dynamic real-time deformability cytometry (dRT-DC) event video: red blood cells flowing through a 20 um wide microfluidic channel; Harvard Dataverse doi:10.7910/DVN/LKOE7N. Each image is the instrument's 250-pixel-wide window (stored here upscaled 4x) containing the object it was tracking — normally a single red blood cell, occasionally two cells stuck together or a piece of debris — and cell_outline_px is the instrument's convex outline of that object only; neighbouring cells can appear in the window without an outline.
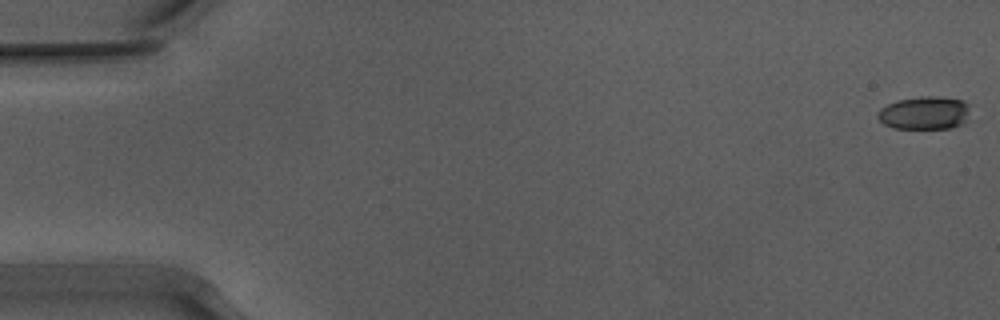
{"species": "Egyptian fruit bat (a non-hibernating species)", "species_latin": "Rousettus aegyptiacus", "temperature_condition": "warm", "stored_images_in_passage": 54, "camera_frame_rate_fps": 3000, "um_per_image_px": 0.085, "animal": {"sex": "male"}, "frame": {"image": 1, "passage_image": 1, "time_ms": 0.0, "image_size_px": [1000, 320], "cell_outline_px": [[968, 120], [964, 124], [948, 128], [892, 128], [884, 124], [876, 116], [880, 108], [896, 100], [920, 96], [932, 96], [964, 100], [968, 104]], "centroid_in_image_um": [78.58, 9.59], "position_along_channel_um": 6.4, "area_um2": 17.92}}
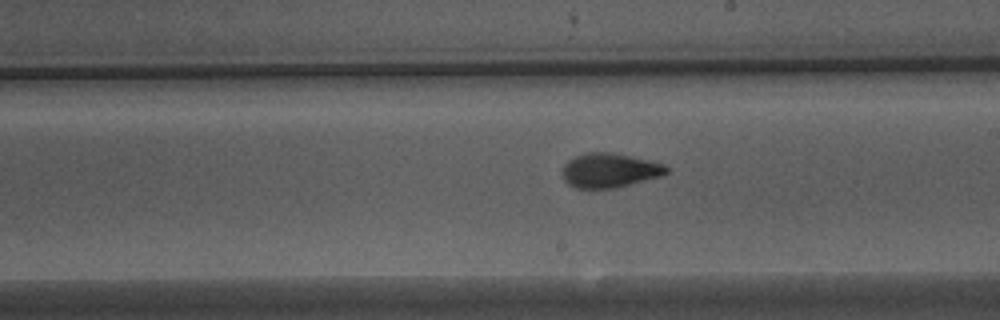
{"frame": {"image": 2, "passage_image": 31, "time_ms": 10.0, "image_size_px": [1000, 320], "cell_outline_px": [[668, 172], [660, 176], [616, 188], [576, 188], [568, 184], [564, 180], [564, 164], [568, 160], [576, 156], [588, 152], [612, 152], [632, 156], [664, 164], [668, 168]], "centroid_in_image_um": [51.82, 14.48], "position_along_channel_um": 237.2, "area_um2": 20.69}}
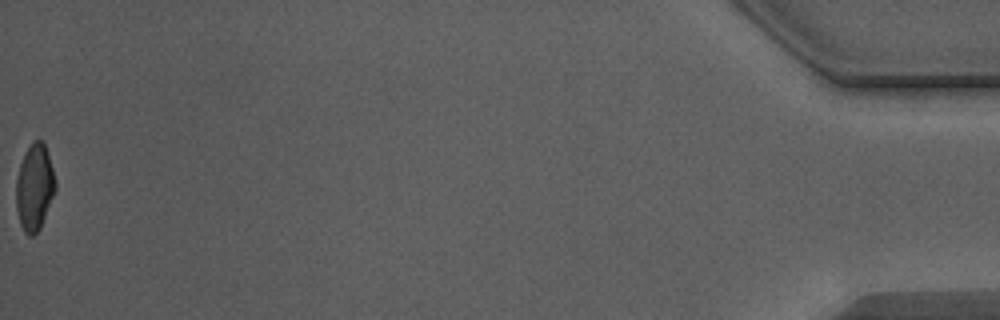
{"frame": {"image": 3, "passage_image": 54, "time_ms": 17.667, "image_size_px": [1000, 320], "cell_outline_px": [[56, 188], [40, 228], [32, 236], [28, 236], [24, 232], [20, 224], [16, 208], [16, 180], [20, 164], [24, 152], [32, 140], [44, 140], [56, 180]], "centroid_in_image_um": [2.93, 15.88], "position_along_channel_um": 432.3, "area_um2": 19.88}, "authors_computed_cell_mechanics": {"area_um2": 20.23, "velocity_mm_per_s": 3.9161, "shape_relaxation_time_tau1_ms": 3.6806, "shape_relaxation_time_tau2_ms": 1.6279, "deformation_change_tau1": 0.1561, "deformation_change_tau2": 0.0677}}